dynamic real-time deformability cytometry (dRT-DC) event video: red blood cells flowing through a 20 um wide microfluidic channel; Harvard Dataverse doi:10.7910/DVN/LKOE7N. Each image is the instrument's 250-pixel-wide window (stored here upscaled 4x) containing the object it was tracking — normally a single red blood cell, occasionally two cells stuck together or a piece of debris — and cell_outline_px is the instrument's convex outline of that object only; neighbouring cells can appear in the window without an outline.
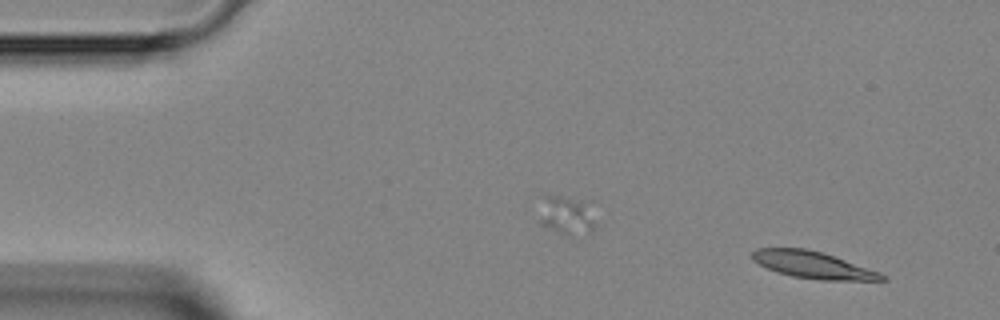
{"species": "Egyptian fruit bat (a non-hibernating species)", "species_latin": "Rousettus aegyptiacus", "temperature_condition": "room temperature", "stored_images_in_passage": 4, "camera_frame_rate_fps": 3000, "um_per_image_px": 0.085, "animal": {"sex": "female"}, "frame": {"image": 1, "passage_image": 1, "time_ms": 0.0, "image_size_px": [1000, 320], "cell_outline_px": [[888, 280], [820, 280], [792, 276], [776, 272], [752, 260], [752, 252], [756, 248], [804, 248], [820, 252], [880, 272], [888, 276]], "centroid_in_image_um": [69.09, 22.53], "position_along_channel_um": 15.9, "area_um2": 20.06}}
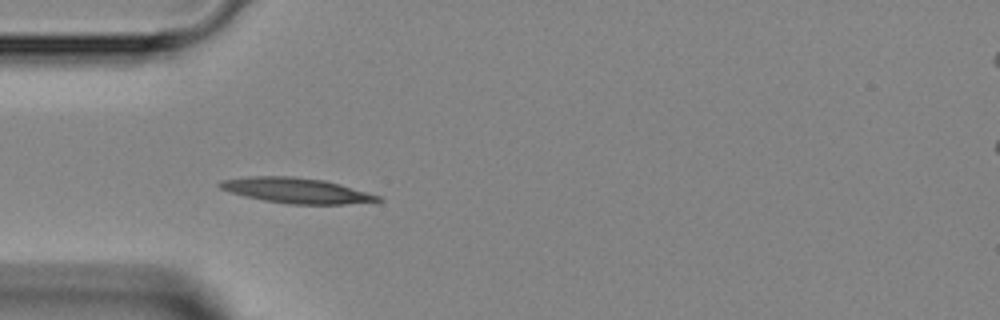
{"frame": {"image": 2, "passage_image": 3, "time_ms": 3.333, "image_size_px": [1000, 320], "cell_outline_px": [[384, 200], [344, 204], [288, 204], [264, 200], [244, 196], [220, 188], [216, 184], [220, 180], [248, 176], [292, 176], [324, 180], [340, 184], [380, 196]], "centroid_in_image_um": [25.15, 16.18], "position_along_channel_um": 59.9, "area_um2": 23.18}}
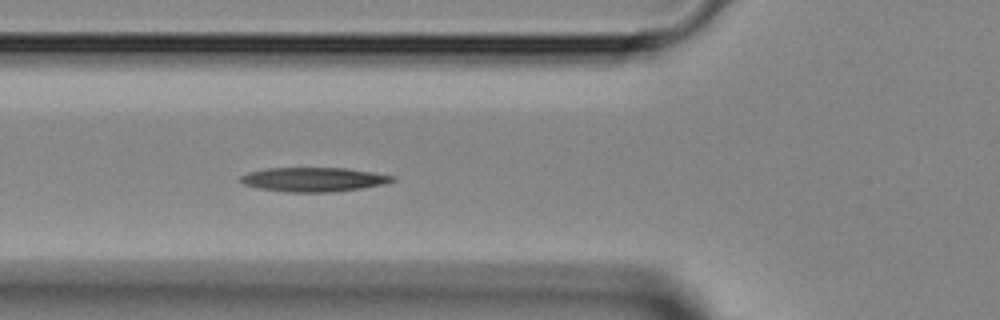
{"frame": {"image": 3, "passage_image": 4, "time_ms": 4.333, "image_size_px": [1000, 320], "cell_outline_px": [[396, 180], [380, 184], [360, 188], [328, 192], [288, 192], [260, 188], [244, 184], [240, 180], [240, 176], [248, 172], [268, 168], [344, 168], [372, 172], [396, 176]], "centroid_in_image_um": [26.64, 15.25], "position_along_channel_um": 99.2, "area_um2": 21.1}}